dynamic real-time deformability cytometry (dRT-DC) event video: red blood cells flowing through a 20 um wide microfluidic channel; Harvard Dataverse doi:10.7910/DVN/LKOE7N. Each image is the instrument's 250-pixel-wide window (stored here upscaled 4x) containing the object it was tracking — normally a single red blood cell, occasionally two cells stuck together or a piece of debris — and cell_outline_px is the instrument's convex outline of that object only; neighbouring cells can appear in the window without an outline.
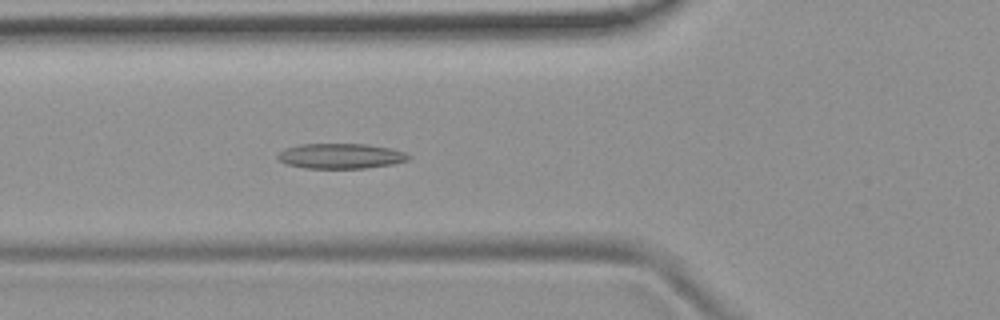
{"species": "common noctule bat (a hibernating species)", "species_latin": "Nyctalus noctula", "temperature_condition": "room temperature", "stored_images_in_passage": 53, "camera_frame_rate_fps": 3000, "um_per_image_px": 0.085, "animal": {"sex": "female", "body_mass_g": 19.9}, "frame": {"image": 1, "passage_image": 19, "time_ms": 6.0, "image_size_px": [1000, 320], "cell_outline_px": [[412, 156], [408, 160], [392, 164], [364, 168], [304, 168], [288, 164], [280, 160], [276, 156], [284, 148], [300, 144], [368, 144], [388, 148], [404, 152]], "centroid_in_image_um": [28.95, 13.26], "position_along_channel_um": 96.8, "area_um2": 19.07}}
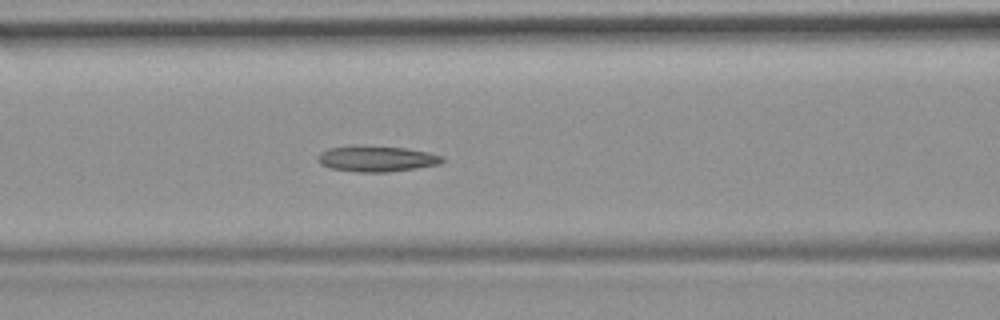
{"frame": {"image": 2, "passage_image": 22, "time_ms": 7.0, "image_size_px": [1000, 320], "cell_outline_px": [[444, 160], [440, 164], [416, 168], [388, 172], [356, 172], [332, 168], [320, 164], [316, 160], [316, 156], [320, 152], [328, 148], [352, 144], [408, 148], [428, 152], [444, 156]], "centroid_in_image_um": [31.97, 13.47], "position_along_channel_um": 134.6, "area_um2": 19.19}}
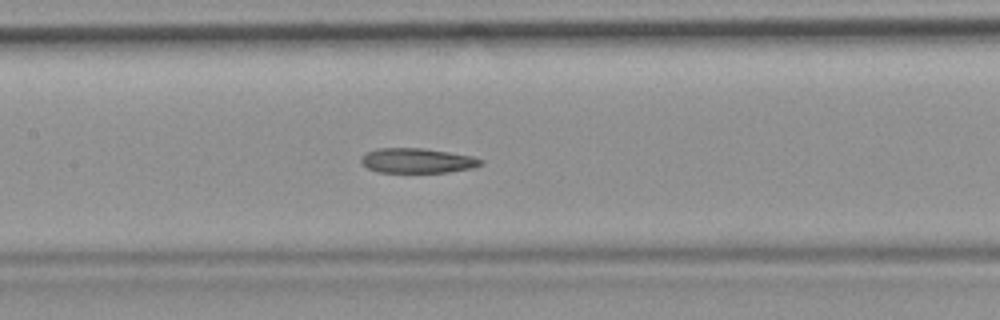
{"frame": {"image": 3, "passage_image": 25, "time_ms": 8.0, "image_size_px": [1000, 320], "cell_outline_px": [[484, 164], [472, 168], [448, 172], [376, 172], [368, 168], [360, 160], [360, 156], [364, 152], [376, 148], [424, 148], [472, 156], [484, 160]], "centroid_in_image_um": [35.45, 13.65], "position_along_channel_um": 172.0, "area_um2": 17.46}, "authors_computed_cell_mechanics": {"area_um2": 19.1318, "velocity_mm_per_s": 3.7411, "shape_relaxation_time_tau1_ms": null, "shape_relaxation_time_tau2_ms": 3.859, "deformation_change_tau1": null, "deformation_change_tau2": 0.1052}}